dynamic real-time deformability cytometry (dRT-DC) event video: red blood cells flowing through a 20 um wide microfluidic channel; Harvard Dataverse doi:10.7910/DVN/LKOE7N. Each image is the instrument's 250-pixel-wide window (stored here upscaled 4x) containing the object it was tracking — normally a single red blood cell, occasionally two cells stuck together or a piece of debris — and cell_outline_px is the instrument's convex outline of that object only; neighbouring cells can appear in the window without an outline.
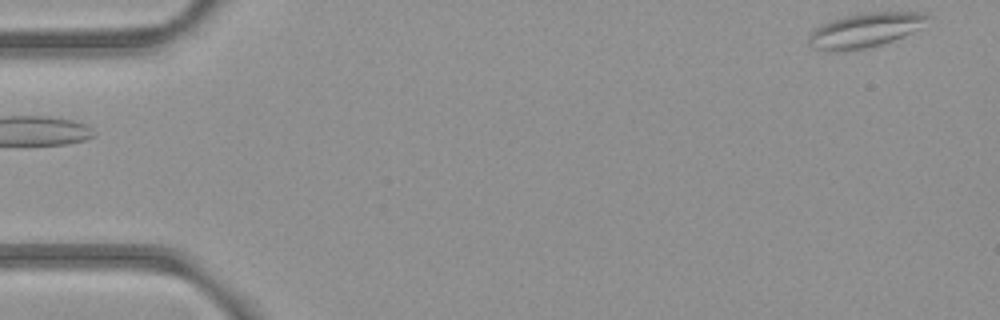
{"species": "common noctule bat (a hibernating species)", "species_latin": "Nyctalus noctula", "temperature_condition": "room temperature", "stored_images_in_passage": 3, "camera_frame_rate_fps": 3000, "um_per_image_px": 0.085, "animal": {"sex": "female", "body_mass_g": 21.9}, "frame": {"image": 1, "passage_image": 3, "time_ms": 3.333, "image_size_px": [1000, 320], "cell_outline_px": [[932, 16], [920, 28], [904, 36], [880, 44], [864, 48], [812, 48], [808, 40], [808, 36], [816, 28], [824, 24], [848, 16], [872, 12], [928, 12]], "centroid_in_image_um": [73.67, 2.51], "position_along_channel_um": 11.3, "area_um2": 22.66}}